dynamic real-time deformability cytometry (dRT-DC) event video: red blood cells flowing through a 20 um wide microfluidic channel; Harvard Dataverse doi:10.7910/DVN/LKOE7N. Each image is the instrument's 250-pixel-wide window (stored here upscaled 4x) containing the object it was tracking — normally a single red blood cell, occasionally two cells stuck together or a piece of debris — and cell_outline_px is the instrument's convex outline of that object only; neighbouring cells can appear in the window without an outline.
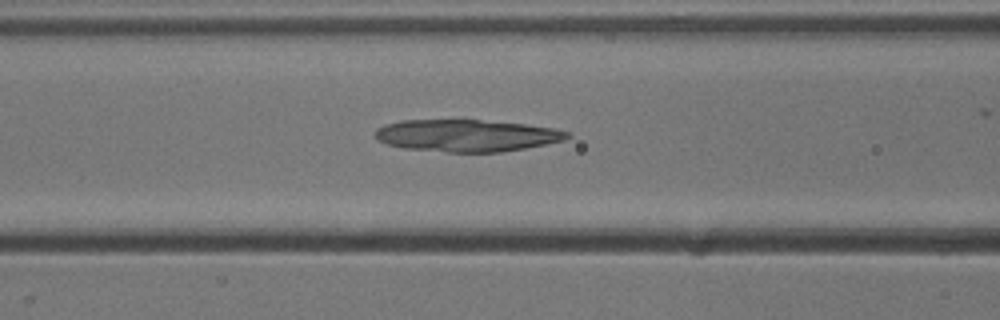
{"species": "common noctule bat (a hibernating species)", "species_latin": "Nyctalus noctula", "temperature_condition": "cold", "stored_images_in_passage": 41, "camera_frame_rate_fps": 3000, "um_per_image_px": 0.085, "animal": {"sex": "male", "body_mass_g": 13.3}, "frame": {"image": 1, "passage_image": 21, "time_ms": 6.667, "image_size_px": [1000, 320], "cell_outline_px": [[572, 136], [564, 140], [524, 148], [500, 152], [448, 152], [404, 148], [388, 144], [376, 140], [376, 128], [400, 120], [480, 120], [524, 124], [556, 128], [568, 132]], "centroid_in_image_um": [39.67, 11.52], "position_along_channel_um": 126.9, "area_um2": 35.66}}
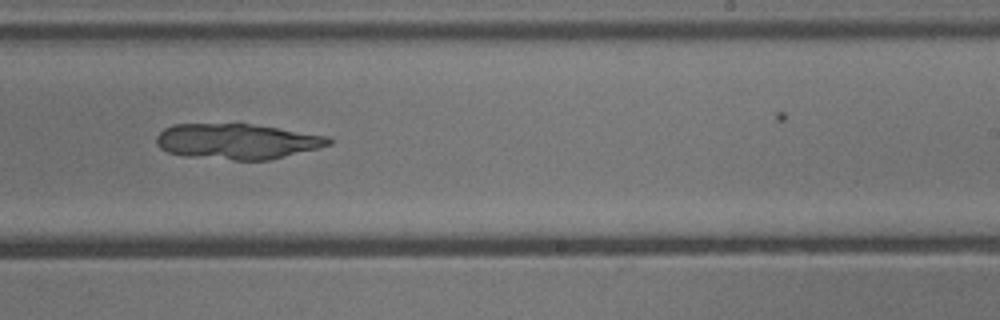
{"frame": {"image": 2, "passage_image": 32, "time_ms": 10.333, "image_size_px": [1000, 320], "cell_outline_px": [[332, 144], [272, 160], [236, 160], [184, 156], [168, 152], [160, 148], [156, 144], [156, 136], [164, 128], [172, 124], [248, 124], [332, 136]], "centroid_in_image_um": [20.16, 12.02], "position_along_channel_um": 268.8, "area_um2": 35.66}}